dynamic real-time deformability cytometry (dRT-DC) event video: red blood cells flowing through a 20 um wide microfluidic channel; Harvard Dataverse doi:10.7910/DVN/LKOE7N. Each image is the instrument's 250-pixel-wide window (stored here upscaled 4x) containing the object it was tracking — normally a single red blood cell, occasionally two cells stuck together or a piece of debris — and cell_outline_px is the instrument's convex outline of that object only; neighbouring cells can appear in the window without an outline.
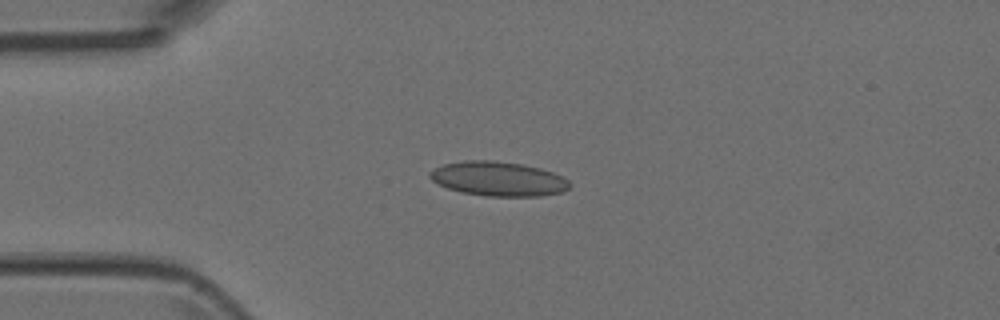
{"species": "Egyptian fruit bat (a non-hibernating species)", "species_latin": "Rousettus aegyptiacus", "temperature_condition": "room temperature", "stored_images_in_passage": 5, "camera_frame_rate_fps": 3000, "um_per_image_px": 0.085, "animal": {"sex": "female"}, "frame": {"image": 1, "passage_image": 2, "time_ms": 0.333, "image_size_px": [1000, 320], "cell_outline_px": [[572, 184], [564, 192], [540, 196], [484, 196], [460, 192], [448, 188], [432, 180], [428, 176], [428, 172], [432, 168], [444, 164], [464, 160], [492, 160], [524, 164], [540, 168], [552, 172], [568, 180]], "centroid_in_image_um": [42.34, 15.19], "position_along_channel_um": 42.7, "area_um2": 28.26}}
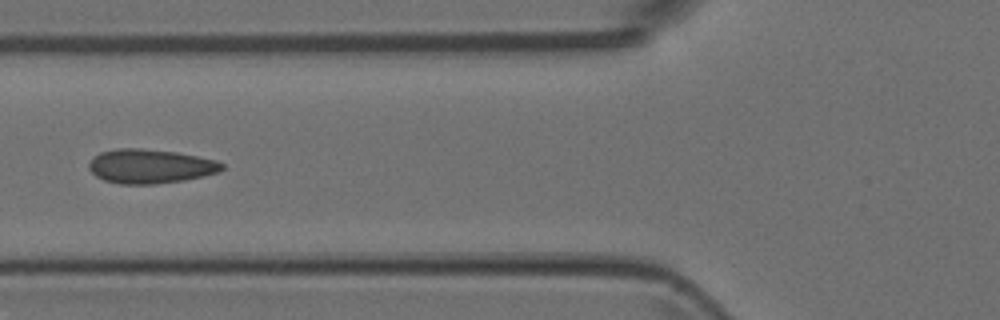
{"frame": {"image": 2, "passage_image": 4, "time_ms": 1.0, "image_size_px": [1000, 320], "cell_outline_px": [[224, 168], [220, 172], [204, 176], [184, 180], [156, 184], [120, 184], [104, 180], [96, 176], [88, 168], [88, 164], [100, 152], [116, 148], [140, 148], [176, 152], [216, 160], [224, 164]], "centroid_in_image_um": [12.78, 14.13], "position_along_channel_um": 113.0, "area_um2": 26.53}}
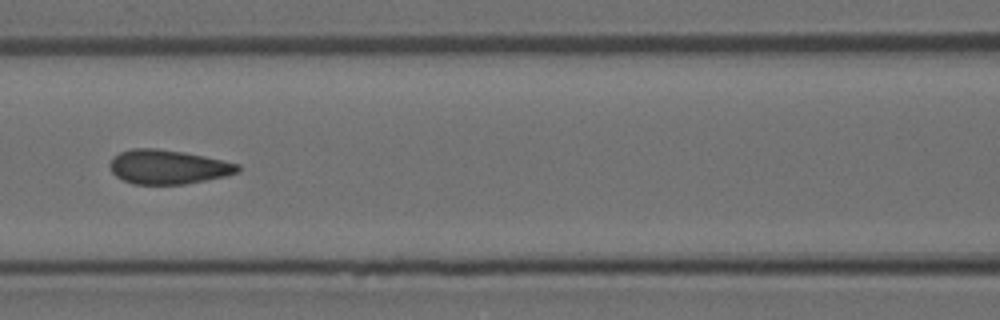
{"frame": {"image": 3, "passage_image": 5, "time_ms": 1.333, "image_size_px": [1000, 320], "cell_outline_px": [[240, 168], [236, 172], [224, 176], [184, 184], [132, 184], [116, 176], [112, 172], [112, 156], [120, 152], [132, 148], [156, 148], [184, 152], [204, 156], [240, 164]], "centroid_in_image_um": [14.27, 14.18], "position_along_channel_um": 152.3, "area_um2": 25.2}}